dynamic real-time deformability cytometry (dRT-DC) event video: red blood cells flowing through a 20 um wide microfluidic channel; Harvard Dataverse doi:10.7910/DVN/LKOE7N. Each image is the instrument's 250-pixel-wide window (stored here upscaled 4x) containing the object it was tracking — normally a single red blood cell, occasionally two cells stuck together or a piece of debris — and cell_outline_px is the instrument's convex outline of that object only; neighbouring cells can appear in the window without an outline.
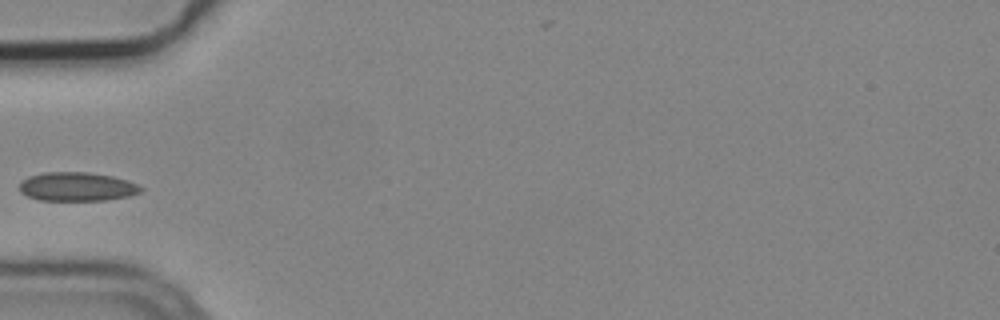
{"species": "common noctule bat (a hibernating species)", "species_latin": "Nyctalus noctula", "temperature_condition": "cold", "stored_images_in_passage": 1, "camera_frame_rate_fps": 3000, "um_per_image_px": 0.085, "animal": {"sex": "male", "body_mass_g": 19.2, "forearm_length_mm": 51.8}, "frame": {"image": 1, "passage_image": 1, "time_ms": 0.0, "image_size_px": [1000, 320], "cell_outline_px": [[144, 188], [140, 192], [128, 196], [104, 200], [40, 200], [28, 196], [20, 192], [20, 180], [28, 176], [44, 172], [88, 172], [112, 176], [128, 180]], "centroid_in_image_um": [6.52, 15.86], "position_along_channel_um": 78.5, "area_um2": 20.4}}